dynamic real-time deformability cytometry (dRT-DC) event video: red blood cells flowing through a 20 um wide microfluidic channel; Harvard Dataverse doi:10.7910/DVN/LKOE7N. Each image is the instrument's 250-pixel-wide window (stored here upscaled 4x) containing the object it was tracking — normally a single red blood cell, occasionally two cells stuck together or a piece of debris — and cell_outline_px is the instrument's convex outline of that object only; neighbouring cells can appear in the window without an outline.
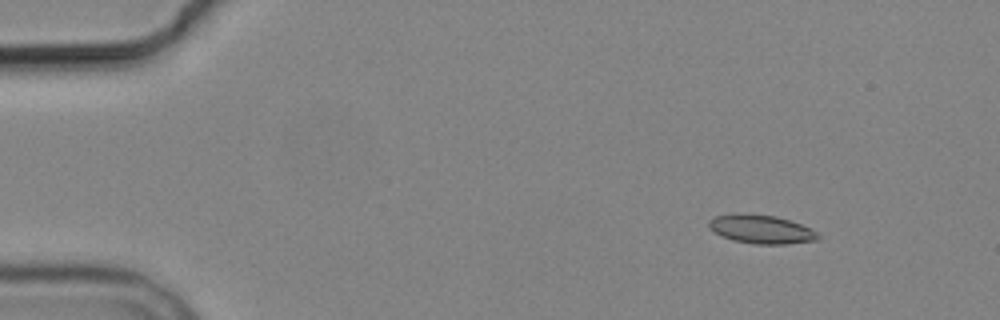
{"species": "common noctule bat (a hibernating species)", "species_latin": "Nyctalus noctula", "temperature_condition": "cold", "stored_images_in_passage": 2, "camera_frame_rate_fps": 3000, "um_per_image_px": 0.085, "animal": {"sex": "male", "body_mass_g": 19.2, "forearm_length_mm": 51.8}, "frame": {"image": 1, "passage_image": 1, "time_ms": 0.0, "image_size_px": [1000, 320], "cell_outline_px": [[820, 236], [816, 240], [788, 244], [756, 244], [732, 240], [708, 228], [708, 220], [716, 216], [732, 212], [744, 212], [776, 216], [812, 228]], "centroid_in_image_um": [64.67, 19.46], "position_along_channel_um": 20.3, "area_um2": 18.44}}